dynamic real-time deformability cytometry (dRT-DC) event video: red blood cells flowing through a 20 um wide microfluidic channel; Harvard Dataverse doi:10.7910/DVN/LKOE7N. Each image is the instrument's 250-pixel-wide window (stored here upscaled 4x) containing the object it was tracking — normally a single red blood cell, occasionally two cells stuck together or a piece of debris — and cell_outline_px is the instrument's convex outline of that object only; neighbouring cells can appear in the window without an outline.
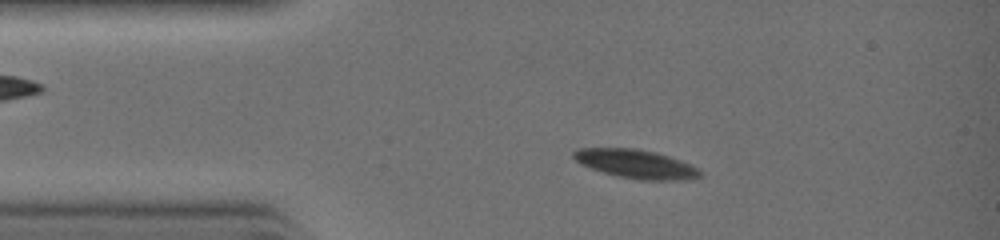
{"species": "common noctule bat (a hibernating species)", "species_latin": "Nyctalus noctula", "temperature_condition": "warm", "stored_images_in_passage": 30, "camera_frame_rate_fps": 3000, "um_per_image_px": 0.085, "animal": {"sex": "female", "body_mass_g": 19.0, "forearm_length_mm": 51.5}, "frame": {"image": 1, "passage_image": 5, "time_ms": 1.333, "image_size_px": [1000, 240], "cell_outline_px": [[700, 176], [692, 180], [640, 180], [616, 176], [580, 164], [572, 156], [572, 152], [576, 148], [636, 148], [656, 152], [692, 164], [700, 168]], "centroid_in_image_um": [54.08, 13.94], "position_along_channel_um": 30.9, "area_um2": 21.39}}
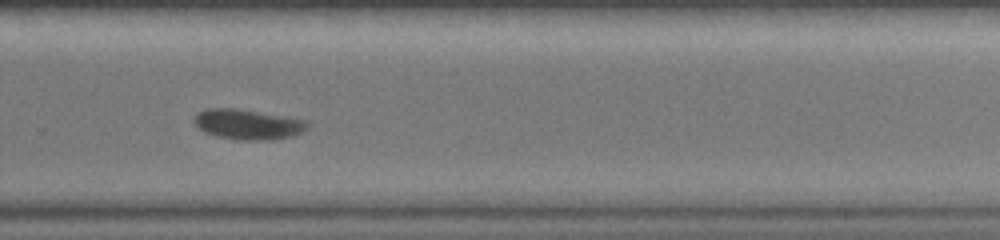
{"frame": {"image": 2, "passage_image": 21, "time_ms": 6.667, "image_size_px": [1000, 240], "cell_outline_px": [[312, 124], [308, 128], [292, 136], [272, 140], [244, 140], [220, 136], [204, 132], [192, 120], [200, 112], [208, 108], [236, 108], [308, 120]], "centroid_in_image_um": [21.13, 10.56], "position_along_channel_um": 308.7, "area_um2": 19.77}}
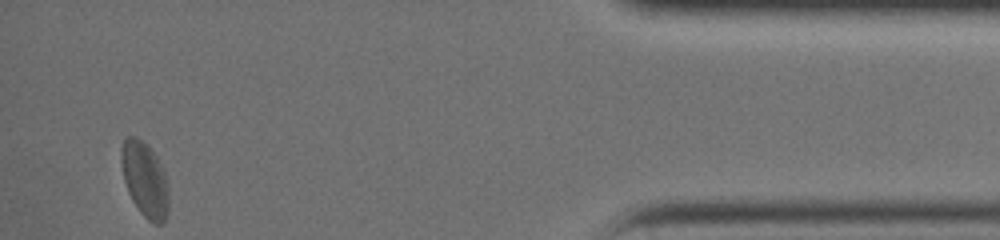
{"frame": {"image": 3, "passage_image": 30, "time_ms": 9.667, "image_size_px": [1000, 240], "cell_outline_px": [[168, 212], [164, 220], [160, 224], [152, 224], [140, 212], [132, 200], [128, 192], [124, 180], [120, 160], [120, 152], [124, 140], [128, 136], [136, 136], [156, 156], [160, 164], [168, 188]], "centroid_in_image_um": [12.29, 15.29], "position_along_channel_um": 422.9, "area_um2": 20.4}}